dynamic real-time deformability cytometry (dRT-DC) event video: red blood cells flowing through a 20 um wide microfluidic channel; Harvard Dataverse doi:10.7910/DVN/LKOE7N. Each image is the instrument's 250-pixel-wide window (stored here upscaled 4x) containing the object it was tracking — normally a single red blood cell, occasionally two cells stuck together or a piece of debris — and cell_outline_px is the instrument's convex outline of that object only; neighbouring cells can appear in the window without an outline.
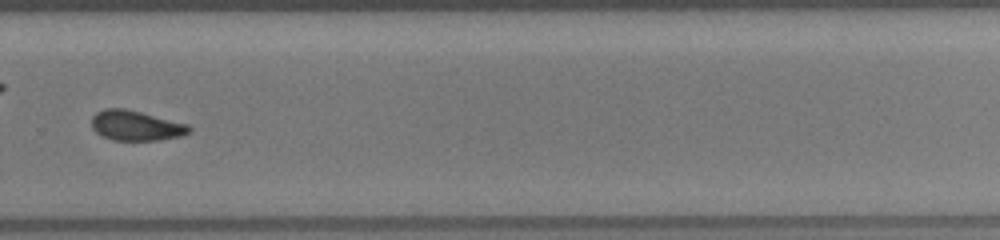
{"species": "common noctule bat (a hibernating species)", "species_latin": "Nyctalus noctula", "temperature_condition": "room temperature", "stored_images_in_passage": 47, "camera_frame_rate_fps": 3000, "um_per_image_px": 0.085, "animal": {"sex": "female", "body_mass_g": 19.5, "forearm_length_mm": 54.1}, "frame": {"image": 1, "passage_image": 34, "time_ms": 11.0, "image_size_px": [1000, 240], "cell_outline_px": [[192, 132], [180, 136], [160, 140], [112, 140], [96, 132], [92, 128], [92, 116], [96, 112], [104, 108], [124, 108], [188, 124], [192, 128]], "centroid_in_image_um": [11.56, 10.67], "position_along_channel_um": 318.2, "area_um2": 17.05}}
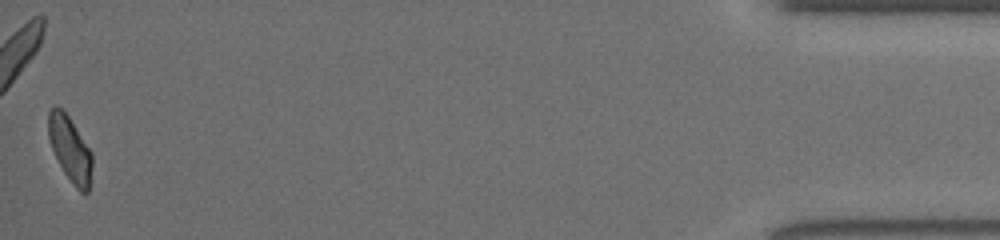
{"frame": {"image": 2, "passage_image": 47, "time_ms": 15.333, "image_size_px": [1000, 240], "cell_outline_px": [[92, 164], [88, 192], [80, 192], [76, 188], [64, 172], [52, 148], [48, 136], [48, 112], [52, 108], [64, 108], [92, 152]], "centroid_in_image_um": [5.96, 12.63], "position_along_channel_um": 429.2, "area_um2": 16.47}}